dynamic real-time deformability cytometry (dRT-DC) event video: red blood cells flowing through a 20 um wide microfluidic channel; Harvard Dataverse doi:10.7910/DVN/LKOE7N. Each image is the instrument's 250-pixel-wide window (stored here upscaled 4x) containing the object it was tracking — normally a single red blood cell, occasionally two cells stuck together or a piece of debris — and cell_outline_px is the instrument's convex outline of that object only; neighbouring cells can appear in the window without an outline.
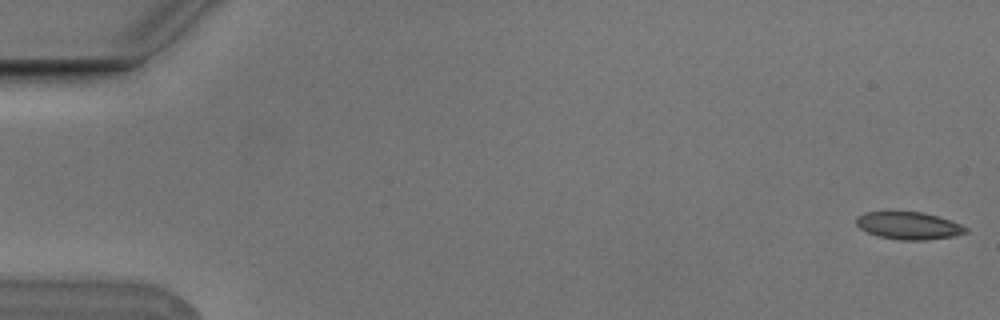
{"species": "Egyptian fruit bat (a non-hibernating species)", "species_latin": "Rousettus aegyptiacus", "temperature_condition": "cold", "stored_images_in_passage": 6, "camera_frame_rate_fps": 3000, "um_per_image_px": 0.085, "animal": {"sex": "male"}, "frame": {"image": 1, "passage_image": 1, "time_ms": 0.0, "image_size_px": [1000, 320], "cell_outline_px": [[968, 232], [952, 236], [924, 240], [900, 240], [880, 236], [868, 232], [860, 228], [856, 224], [856, 216], [864, 212], [924, 212], [960, 224], [968, 228]], "centroid_in_image_um": [77.22, 19.17], "position_along_channel_um": 7.8, "area_um2": 17.28}}
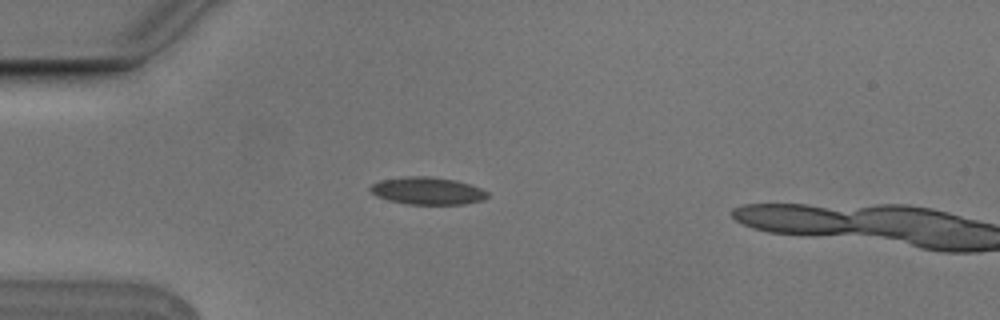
{"frame": {"image": 2, "passage_image": 5, "time_ms": 1.333, "image_size_px": [1000, 320], "cell_outline_px": [[488, 196], [484, 200], [464, 204], [408, 204], [388, 200], [376, 196], [368, 188], [372, 184], [380, 180], [408, 176], [428, 176], [456, 180], [480, 188], [488, 192]], "centroid_in_image_um": [36.33, 16.22], "position_along_channel_um": 48.7, "area_um2": 18.67}}